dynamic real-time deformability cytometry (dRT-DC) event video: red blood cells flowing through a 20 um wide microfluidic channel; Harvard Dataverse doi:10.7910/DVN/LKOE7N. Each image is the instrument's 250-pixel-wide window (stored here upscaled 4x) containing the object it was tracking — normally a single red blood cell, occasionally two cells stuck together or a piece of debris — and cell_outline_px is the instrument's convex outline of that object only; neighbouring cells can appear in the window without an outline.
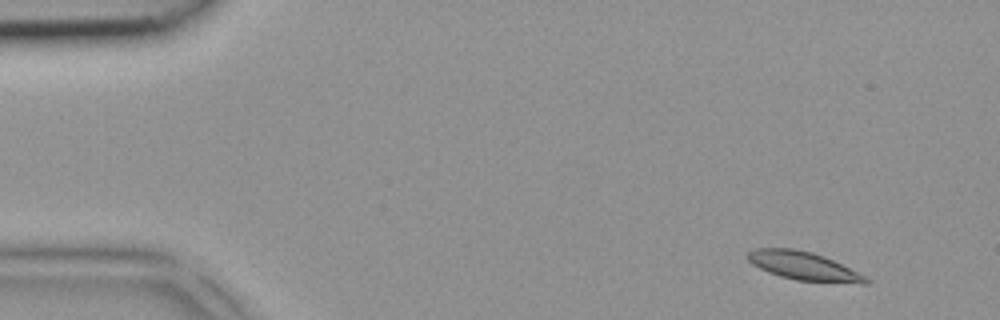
{"species": "common noctule bat (a hibernating species)", "species_latin": "Nyctalus noctula", "temperature_condition": "room temperature", "stored_images_in_passage": 4, "camera_frame_rate_fps": 3000, "um_per_image_px": 0.085, "animal": {"sex": "female", "body_mass_g": 18.4}, "frame": {"image": 1, "passage_image": 1, "time_ms": 0.0, "image_size_px": [1000, 320], "cell_outline_px": [[872, 280], [868, 284], [860, 284], [796, 280], [780, 276], [768, 272], [752, 264], [748, 260], [748, 252], [756, 248], [792, 248], [812, 252], [824, 256], [868, 276]], "centroid_in_image_um": [68.38, 22.62], "position_along_channel_um": 16.6, "area_um2": 19.71}}
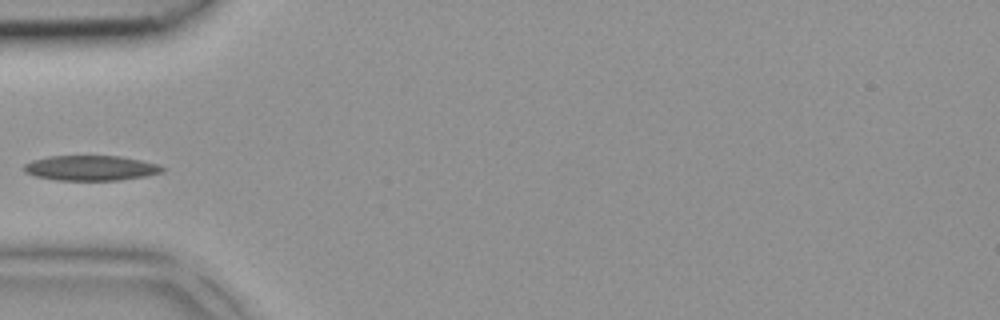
{"frame": {"image": 2, "passage_image": 4, "time_ms": 1.0, "image_size_px": [1000, 320], "cell_outline_px": [[168, 168], [164, 172], [144, 176], [120, 180], [56, 180], [36, 176], [24, 172], [24, 164], [32, 160], [48, 156], [120, 156], [160, 164]], "centroid_in_image_um": [7.76, 14.28], "position_along_channel_um": 77.2, "area_um2": 20.35}}